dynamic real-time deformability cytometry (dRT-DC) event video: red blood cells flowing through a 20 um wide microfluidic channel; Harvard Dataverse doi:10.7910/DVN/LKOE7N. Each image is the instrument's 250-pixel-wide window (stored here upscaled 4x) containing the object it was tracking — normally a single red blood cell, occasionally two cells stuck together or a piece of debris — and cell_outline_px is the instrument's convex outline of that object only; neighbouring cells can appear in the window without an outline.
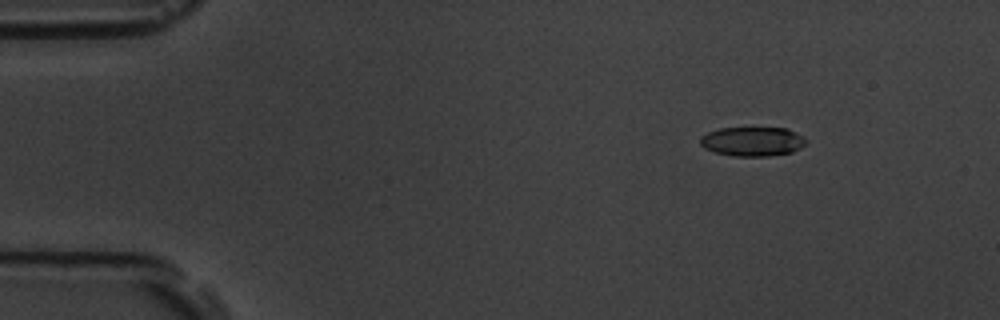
{"species": "common noctule bat (a hibernating species)", "species_latin": "Nyctalus noctula", "temperature_condition": "room temperature", "stored_images_in_passage": 5, "camera_frame_rate_fps": 3000, "um_per_image_px": 0.085, "animal": {"sex": "male", "body_mass_g": 19.5, "forearm_length_mm": 54.6}, "frame": {"image": 1, "passage_image": 3, "time_ms": 2.333, "image_size_px": [1000, 320], "cell_outline_px": [[808, 140], [800, 148], [792, 152], [768, 156], [736, 156], [716, 152], [704, 148], [700, 144], [700, 136], [708, 132], [720, 128], [788, 128], [796, 132]], "centroid_in_image_um": [63.97, 12.02], "position_along_channel_um": 21.0, "area_um2": 18.03}}
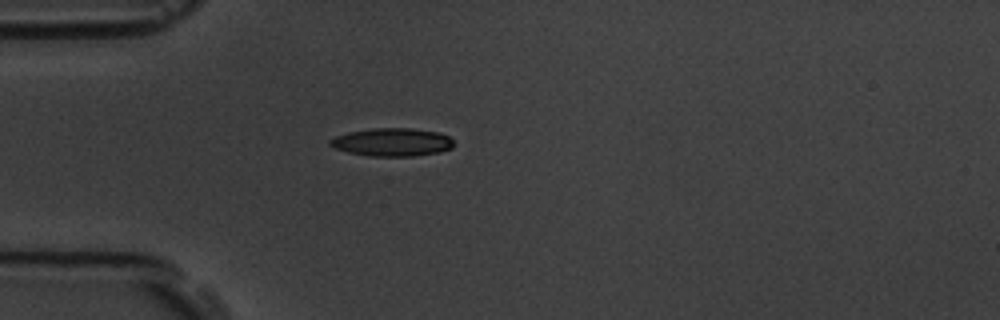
{"frame": {"image": 2, "passage_image": 5, "time_ms": 5.333, "image_size_px": [1000, 320], "cell_outline_px": [[456, 144], [452, 148], [440, 152], [412, 156], [368, 156], [348, 152], [336, 148], [328, 144], [328, 140], [336, 136], [348, 132], [372, 128], [412, 128], [440, 132], [448, 136]], "centroid_in_image_um": [33.35, 12.08], "position_along_channel_um": 51.6, "area_um2": 20.4}}